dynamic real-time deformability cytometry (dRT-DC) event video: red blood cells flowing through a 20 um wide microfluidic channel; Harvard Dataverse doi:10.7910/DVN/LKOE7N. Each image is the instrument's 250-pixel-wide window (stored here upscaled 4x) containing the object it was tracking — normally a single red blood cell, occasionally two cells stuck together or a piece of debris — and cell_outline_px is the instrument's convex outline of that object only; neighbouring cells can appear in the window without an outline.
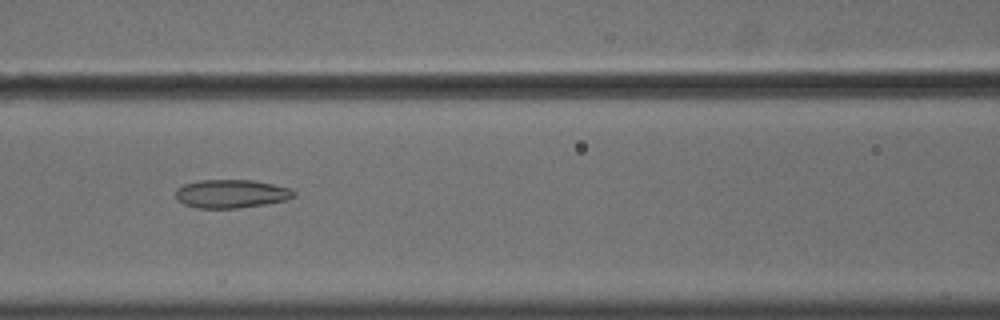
{"species": "common noctule bat (a hibernating species)", "species_latin": "Nyctalus noctula", "temperature_condition": "cold", "stored_images_in_passage": 56, "camera_frame_rate_fps": 3000, "um_per_image_px": 0.085, "animal": {"sex": "male", "body_mass_g": 18.8}, "frame": {"image": 1, "passage_image": 26, "time_ms": 8.333, "image_size_px": [1000, 320], "cell_outline_px": [[296, 196], [288, 200], [264, 204], [236, 208], [196, 208], [184, 204], [176, 200], [176, 188], [184, 184], [200, 180], [252, 180], [292, 188], [296, 192]], "centroid_in_image_um": [19.67, 16.47], "position_along_channel_um": 146.9, "area_um2": 19.71}}
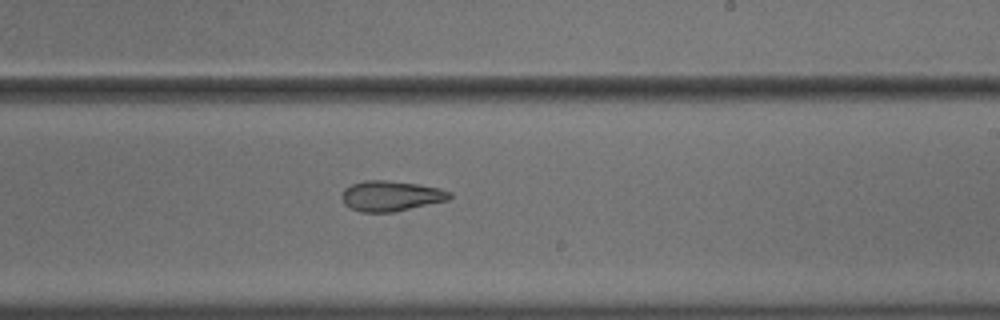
{"frame": {"image": 2, "passage_image": 35, "time_ms": 11.333, "image_size_px": [1000, 320], "cell_outline_px": [[452, 196], [448, 200], [392, 212], [360, 212], [344, 204], [340, 196], [344, 188], [352, 184], [364, 180], [384, 180], [420, 184], [440, 188], [452, 192]], "centroid_in_image_um": [33.21, 16.64], "position_along_channel_um": 255.8, "area_um2": 19.13}}
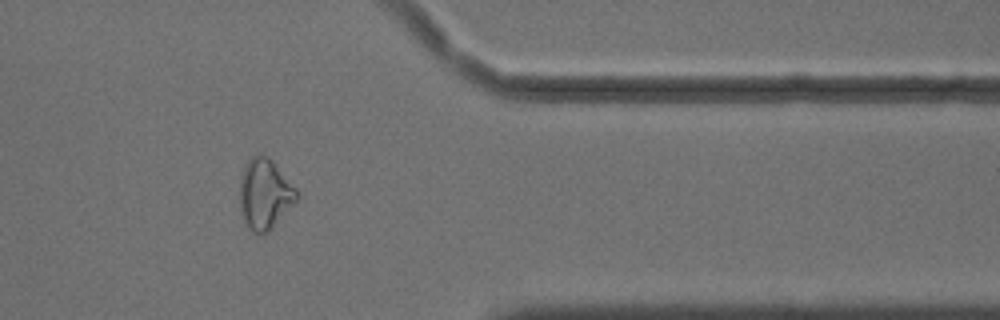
{"frame": {"image": 3, "passage_image": 47, "time_ms": 15.333, "image_size_px": [1000, 320], "cell_outline_px": [[300, 196], [268, 232], [252, 232], [248, 228], [240, 212], [240, 180], [244, 168], [248, 160], [256, 152], [272, 160], [296, 188]], "centroid_in_image_um": [22.49, 16.47], "position_along_channel_um": 388.9, "area_um2": 23.12}, "authors_computed_cell_mechanics": {"area_um2": 23.3223, "velocity_mm_per_s": 3.6346, "shape_relaxation_time_tau1_ms": null, "shape_relaxation_time_tau2_ms": 3.3634, "deformation_change_tau1": null, "deformation_change_tau2": 0.1082}}